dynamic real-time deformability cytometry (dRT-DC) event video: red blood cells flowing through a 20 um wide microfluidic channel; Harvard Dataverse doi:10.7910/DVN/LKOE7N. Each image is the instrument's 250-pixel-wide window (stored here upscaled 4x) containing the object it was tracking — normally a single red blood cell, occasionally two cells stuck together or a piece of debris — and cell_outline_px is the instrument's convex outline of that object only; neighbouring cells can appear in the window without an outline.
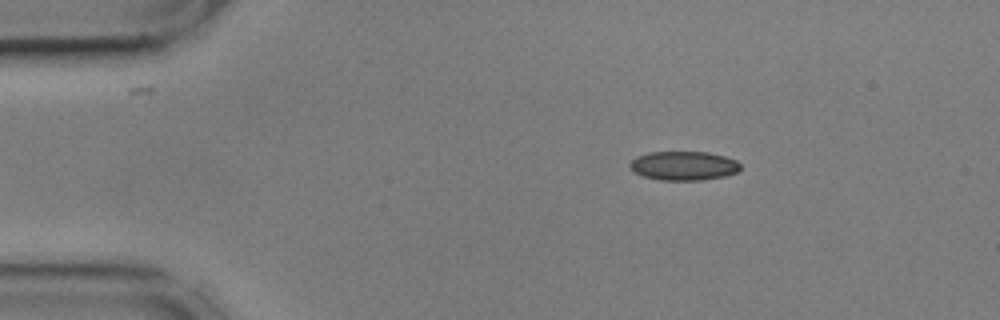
{"species": "common noctule bat (a hibernating species)", "species_latin": "Nyctalus noctula", "temperature_condition": "cold", "stored_images_in_passage": 47, "camera_frame_rate_fps": 3000, "um_per_image_px": 0.085, "animal": {"sex": "male", "body_mass_g": 17.9, "forearm_length_mm": 54.2}, "frame": {"image": 1, "passage_image": 1, "time_ms": 0.0, "image_size_px": [1000, 320], "cell_outline_px": [[740, 168], [736, 172], [724, 176], [700, 180], [660, 180], [644, 176], [632, 172], [628, 168], [628, 164], [636, 156], [648, 152], [708, 152], [724, 156], [736, 160], [740, 164]], "centroid_in_image_um": [58.05, 14.08], "position_along_channel_um": 26.9, "area_um2": 18.79}}
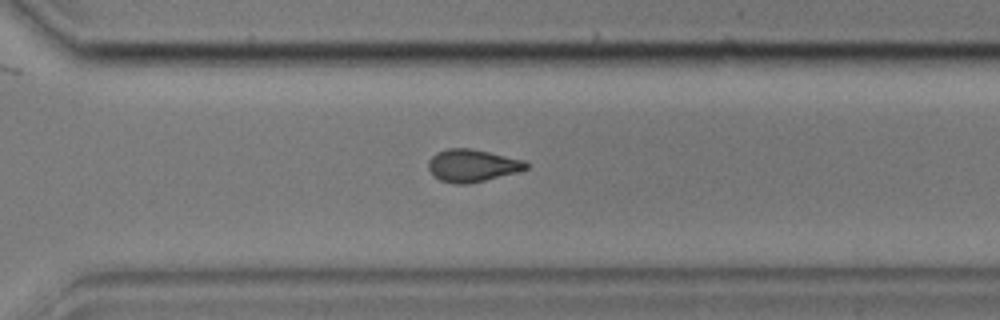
{"frame": {"image": 2, "passage_image": 31, "time_ms": 10.0, "image_size_px": [1000, 320], "cell_outline_px": [[528, 168], [516, 172], [468, 184], [452, 184], [440, 180], [428, 168], [428, 160], [436, 152], [448, 148], [472, 148], [524, 160], [528, 164]], "centroid_in_image_um": [40.12, 14.06], "position_along_channel_um": 330.5, "area_um2": 18.38}}
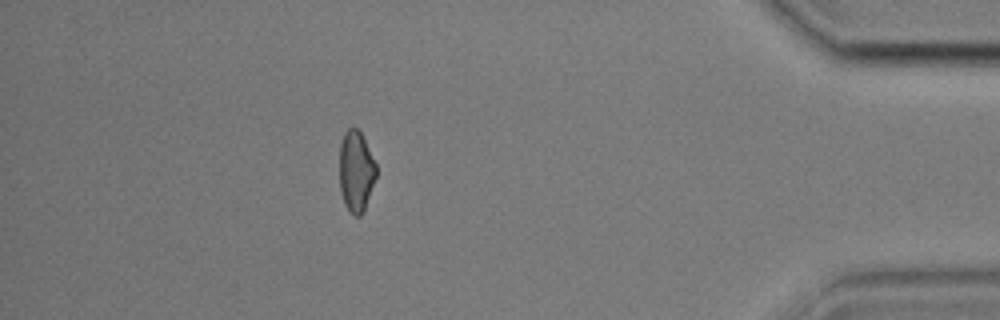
{"frame": {"image": 3, "passage_image": 41, "time_ms": 13.333, "image_size_px": [1000, 320], "cell_outline_px": [[376, 176], [364, 208], [360, 216], [352, 216], [348, 212], [344, 204], [340, 192], [340, 144], [344, 132], [348, 128], [356, 128], [360, 132], [376, 164]], "centroid_in_image_um": [30.24, 14.58], "position_along_channel_um": 405.0, "area_um2": 17.17}, "authors_computed_cell_mechanics": {"area_um2": 18.4382, "velocity_mm_per_s": 3.6137, "shape_relaxation_time_tau1_ms": null, "shape_relaxation_time_tau2_ms": 2.4648, "deformation_change_tau1": null, "deformation_change_tau2": 0.0798}}